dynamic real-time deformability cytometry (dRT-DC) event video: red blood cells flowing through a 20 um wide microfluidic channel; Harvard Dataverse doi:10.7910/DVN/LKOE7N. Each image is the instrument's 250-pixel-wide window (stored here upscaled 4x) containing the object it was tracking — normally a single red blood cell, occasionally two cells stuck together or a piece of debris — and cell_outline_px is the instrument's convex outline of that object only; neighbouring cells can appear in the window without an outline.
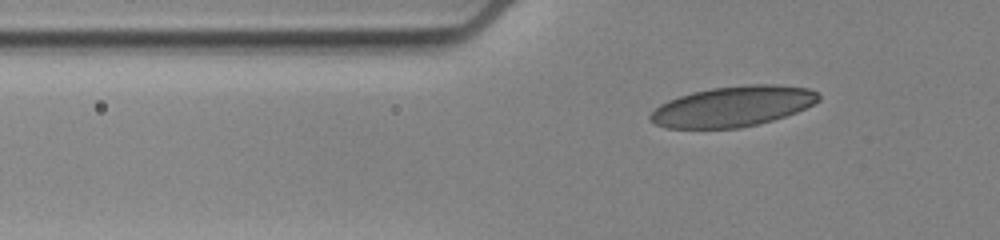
{"species": "human", "species_latin": "Homo sapiens", "temperature_condition": "cold", "stored_images_in_passage": 43, "camera_frame_rate_fps": 3000, "um_per_image_px": 0.085, "donor": {"sex": "female"}, "frame": {"image": 1, "passage_image": 5, "time_ms": 1.333, "image_size_px": [1000, 240], "cell_outline_px": [[820, 100], [796, 112], [772, 120], [740, 128], [668, 128], [656, 124], [648, 120], [648, 116], [660, 104], [668, 100], [692, 92], [712, 88], [748, 84], [776, 84], [808, 88], [816, 92], [820, 96]], "centroid_in_image_um": [62.27, 9.04], "position_along_channel_um": 63.5, "area_um2": 39.48}}
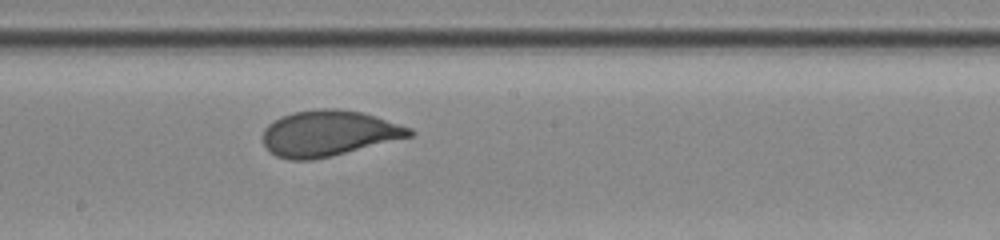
{"frame": {"image": 2, "passage_image": 20, "time_ms": 6.333, "image_size_px": [1000, 240], "cell_outline_px": [[416, 132], [412, 136], [332, 156], [312, 160], [288, 160], [276, 156], [268, 152], [264, 144], [264, 128], [272, 120], [292, 112], [320, 108], [336, 108], [360, 112], [376, 116], [412, 128]], "centroid_in_image_um": [27.92, 11.33], "position_along_channel_um": 220.3, "area_um2": 39.3}}
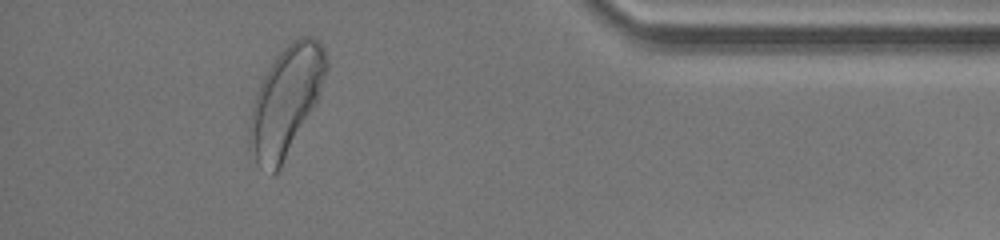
{"frame": {"image": 3, "passage_image": 39, "time_ms": 12.667, "image_size_px": [1000, 240], "cell_outline_px": [[328, 68], [316, 104], [280, 168], [276, 172], [272, 172], [256, 160], [248, 144], [248, 128], [252, 104], [256, 92], [268, 68], [276, 56], [292, 40], [300, 36], [312, 36], [324, 48], [328, 56]], "centroid_in_image_um": [24.32, 8.52], "position_along_channel_um": 410.9, "area_um2": 47.97}, "authors_computed_cell_mechanics": {"area_um2": 39.4774, "velocity_mm_per_s": 3.4203, "shape_relaxation_time_tau1_ms": 3.1967, "shape_relaxation_time_tau2_ms": null, "deformation_change_tau1": 0.1331, "deformation_change_tau2": null}}